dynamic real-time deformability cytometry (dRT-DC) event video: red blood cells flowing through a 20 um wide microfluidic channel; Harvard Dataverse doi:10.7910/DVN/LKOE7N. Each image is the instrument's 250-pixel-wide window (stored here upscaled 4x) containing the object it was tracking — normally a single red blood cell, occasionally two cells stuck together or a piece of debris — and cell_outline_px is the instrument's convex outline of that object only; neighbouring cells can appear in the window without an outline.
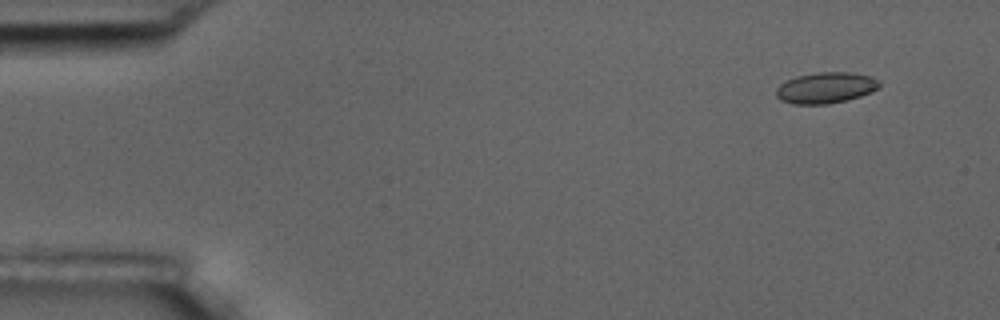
{"species": "common noctule bat (a hibernating species)", "species_latin": "Nyctalus noctula", "temperature_condition": "room temperature", "stored_images_in_passage": 6, "camera_frame_rate_fps": 3000, "um_per_image_px": 0.085, "animal": {"sex": "male", "body_mass_g": 17.5, "forearm_length_mm": 52.3}, "frame": {"image": 1, "passage_image": 2, "time_ms": 1.0, "image_size_px": [1000, 320], "cell_outline_px": [[880, 88], [872, 92], [848, 100], [828, 104], [792, 104], [780, 100], [776, 96], [776, 88], [780, 84], [796, 76], [816, 72], [848, 72], [868, 76], [880, 80]], "centroid_in_image_um": [70.19, 7.47], "position_along_channel_um": 14.8, "area_um2": 18.79}}
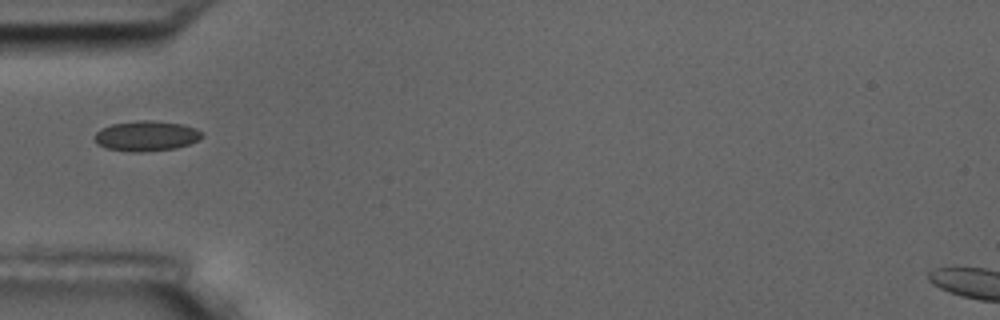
{"frame": {"image": 2, "passage_image": 6, "time_ms": 5.667, "image_size_px": [1000, 320], "cell_outline_px": [[204, 136], [200, 140], [176, 148], [140, 152], [128, 152], [104, 148], [96, 144], [96, 132], [100, 128], [112, 124], [136, 120], [152, 120], [184, 124], [196, 128], [204, 132]], "centroid_in_image_um": [12.46, 11.55], "position_along_channel_um": 72.5, "area_um2": 19.25}}